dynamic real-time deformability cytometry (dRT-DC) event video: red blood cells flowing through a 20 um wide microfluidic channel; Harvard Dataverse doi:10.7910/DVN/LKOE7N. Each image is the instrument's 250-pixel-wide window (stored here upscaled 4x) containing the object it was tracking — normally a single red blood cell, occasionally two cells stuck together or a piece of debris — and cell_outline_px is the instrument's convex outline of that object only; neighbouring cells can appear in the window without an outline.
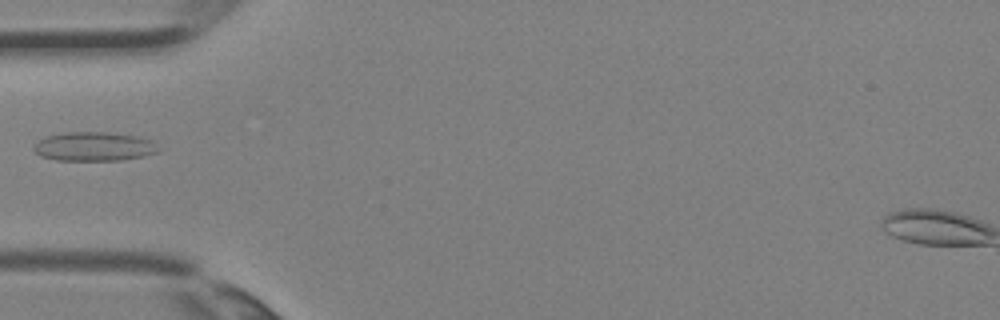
{"species": "Egyptian fruit bat (a non-hibernating species)", "species_latin": "Rousettus aegyptiacus", "temperature_condition": "room temperature", "stored_images_in_passage": 3, "camera_frame_rate_fps": 3000, "um_per_image_px": 0.085, "animal": {"sex": "female"}, "frame": {"image": 1, "passage_image": 3, "time_ms": 0.667, "image_size_px": [1000, 320], "cell_outline_px": [[164, 148], [160, 152], [144, 156], [120, 160], [56, 160], [40, 156], [32, 148], [40, 140], [48, 136], [64, 132], [108, 132], [136, 136], [152, 140]], "centroid_in_image_um": [8.08, 12.45], "position_along_channel_um": 76.9, "area_um2": 21.27}}